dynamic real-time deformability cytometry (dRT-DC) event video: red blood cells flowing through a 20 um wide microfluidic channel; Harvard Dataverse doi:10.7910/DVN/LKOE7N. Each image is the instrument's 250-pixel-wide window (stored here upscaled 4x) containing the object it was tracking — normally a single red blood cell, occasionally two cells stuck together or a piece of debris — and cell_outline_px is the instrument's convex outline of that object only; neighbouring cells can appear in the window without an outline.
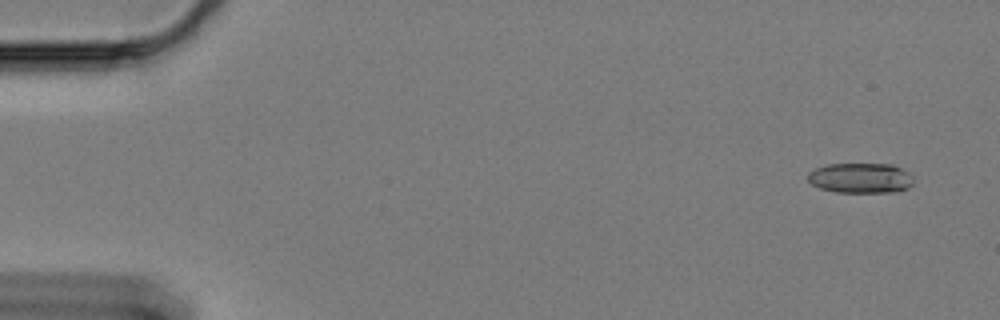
{"species": "Egyptian fruit bat (a non-hibernating species)", "species_latin": "Rousettus aegyptiacus", "temperature_condition": "cold", "stored_images_in_passage": 19, "camera_frame_rate_fps": 3000, "um_per_image_px": 0.085, "animal": {"sex": "female"}, "frame": {"image": 1, "passage_image": 1, "time_ms": 0.0, "image_size_px": [1000, 320], "cell_outline_px": [[912, 184], [908, 188], [896, 192], [836, 192], [820, 188], [812, 184], [808, 180], [808, 172], [816, 168], [828, 164], [892, 164], [908, 172], [912, 176]], "centroid_in_image_um": [73.15, 15.13], "position_along_channel_um": 11.8, "area_um2": 18.55}}
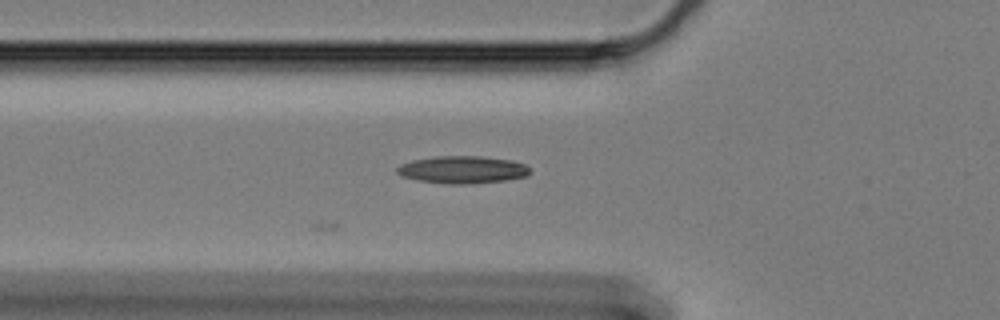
{"frame": {"image": 2, "passage_image": 19, "time_ms": 6.0, "image_size_px": [1000, 320], "cell_outline_px": [[532, 172], [528, 176], [508, 180], [472, 184], [448, 184], [416, 180], [400, 176], [396, 172], [396, 168], [400, 164], [412, 160], [436, 156], [480, 156], [512, 160], [524, 164], [532, 168]], "centroid_in_image_um": [39.34, 14.43], "position_along_channel_um": 86.5, "area_um2": 21.68}}